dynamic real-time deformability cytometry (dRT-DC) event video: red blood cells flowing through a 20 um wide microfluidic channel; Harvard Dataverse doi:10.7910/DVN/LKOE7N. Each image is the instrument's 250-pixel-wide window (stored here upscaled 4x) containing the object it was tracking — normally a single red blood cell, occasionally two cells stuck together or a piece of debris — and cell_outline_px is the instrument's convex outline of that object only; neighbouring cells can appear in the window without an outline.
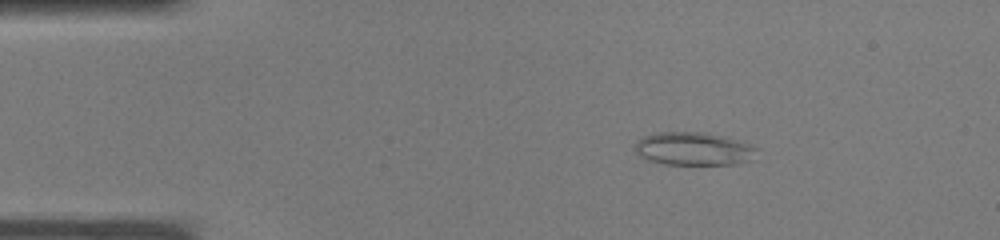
{"species": "common noctule bat (a hibernating species)", "species_latin": "Nyctalus noctula", "temperature_condition": "warm", "stored_images_in_passage": 36, "camera_frame_rate_fps": 3000, "um_per_image_px": 0.085, "animal": {"sex": "male", "body_mass_g": 19.0, "forearm_length_mm": 50.8}, "frame": {"image": 1, "passage_image": 5, "time_ms": 1.333, "image_size_px": [1000, 240], "cell_outline_px": [[756, 148], [752, 160], [732, 164], [664, 164], [648, 160], [640, 156], [632, 148], [644, 136], [656, 132], [704, 132], [736, 140], [748, 144]], "centroid_in_image_um": [58.9, 12.65], "position_along_channel_um": 26.1, "area_um2": 23.18}}
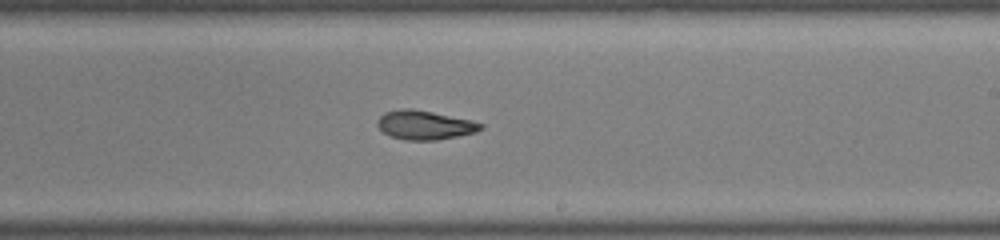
{"frame": {"image": 2, "passage_image": 21, "time_ms": 6.667, "image_size_px": [1000, 240], "cell_outline_px": [[484, 128], [476, 132], [436, 140], [404, 140], [392, 136], [384, 132], [376, 124], [376, 120], [384, 112], [400, 108], [412, 108], [432, 112], [468, 120], [484, 124]], "centroid_in_image_um": [36.06, 10.62], "position_along_channel_um": 252.9, "area_um2": 17.34}}
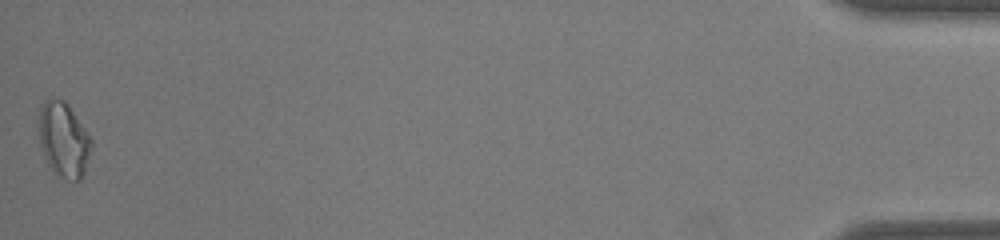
{"frame": {"image": 3, "passage_image": 36, "time_ms": 11.667, "image_size_px": [1000, 240], "cell_outline_px": [[92, 148], [84, 172], [80, 180], [76, 180], [56, 176], [48, 164], [44, 156], [40, 144], [40, 112], [44, 100], [64, 100], [88, 132], [92, 140]], "centroid_in_image_um": [5.44, 11.91], "position_along_channel_um": 429.8, "area_um2": 22.48}}